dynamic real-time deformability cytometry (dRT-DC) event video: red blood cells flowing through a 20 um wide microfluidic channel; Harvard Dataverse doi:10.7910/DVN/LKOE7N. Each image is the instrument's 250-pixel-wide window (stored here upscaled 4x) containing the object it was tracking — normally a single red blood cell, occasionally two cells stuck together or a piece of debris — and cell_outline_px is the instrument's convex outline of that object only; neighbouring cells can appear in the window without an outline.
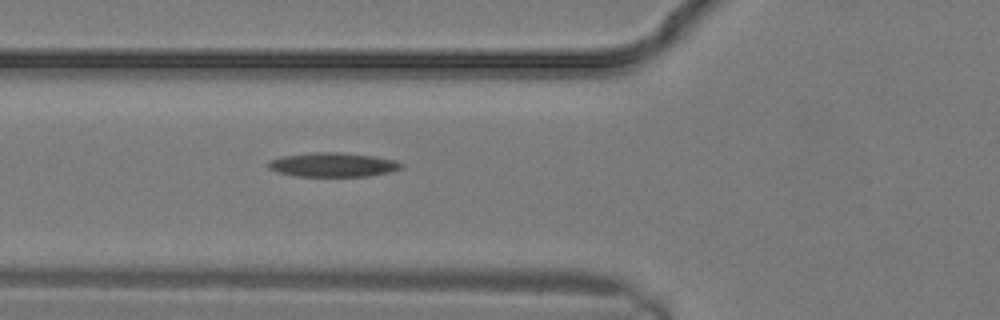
{"species": "common noctule bat (a hibernating species)", "species_latin": "Nyctalus noctula", "temperature_condition": "warm", "stored_images_in_passage": 4, "camera_frame_rate_fps": 3000, "um_per_image_px": 0.085, "animal": {"sex": "male", "body_mass_g": 19.2, "forearm_length_mm": 51.8}, "frame": {"image": 1, "passage_image": 4, "time_ms": 1.0, "image_size_px": [1000, 320], "cell_outline_px": [[404, 168], [392, 172], [368, 176], [296, 176], [276, 172], [268, 168], [268, 160], [280, 156], [316, 152], [336, 152], [372, 156], [396, 160], [404, 164]], "centroid_in_image_um": [28.3, 14.01], "position_along_channel_um": 97.5, "area_um2": 18.9}}